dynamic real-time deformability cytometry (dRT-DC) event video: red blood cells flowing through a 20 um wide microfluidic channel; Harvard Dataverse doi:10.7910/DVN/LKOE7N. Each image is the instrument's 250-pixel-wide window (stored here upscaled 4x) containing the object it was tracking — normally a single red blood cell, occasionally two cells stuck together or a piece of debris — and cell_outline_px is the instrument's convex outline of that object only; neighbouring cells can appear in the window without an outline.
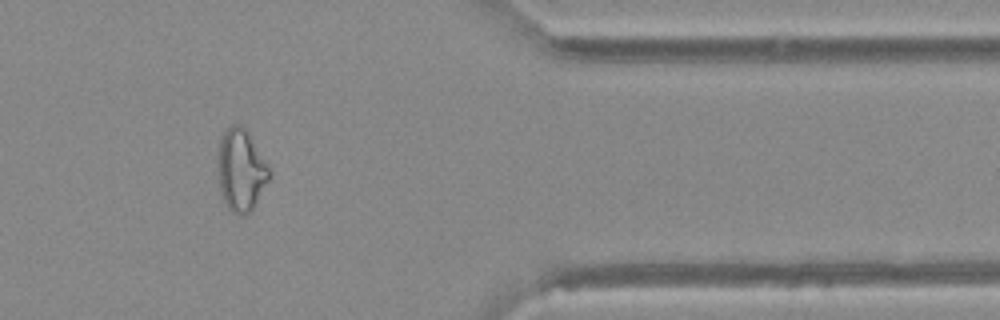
{"species": "Egyptian fruit bat (a non-hibernating species)", "species_latin": "Rousettus aegyptiacus", "temperature_condition": "warm", "stored_images_in_passage": 40, "camera_frame_rate_fps": 3000, "um_per_image_px": 0.085, "animal": {"sex": "female"}, "frame": {"image": 1, "passage_image": 34, "time_ms": 11.0, "image_size_px": [1000, 320], "cell_outline_px": [[268, 180], [252, 208], [244, 216], [240, 216], [232, 212], [224, 204], [220, 188], [220, 136], [224, 128], [232, 124], [244, 124], [268, 164]], "centroid_in_image_um": [20.48, 14.41], "position_along_channel_um": 390.9, "area_um2": 24.16}}